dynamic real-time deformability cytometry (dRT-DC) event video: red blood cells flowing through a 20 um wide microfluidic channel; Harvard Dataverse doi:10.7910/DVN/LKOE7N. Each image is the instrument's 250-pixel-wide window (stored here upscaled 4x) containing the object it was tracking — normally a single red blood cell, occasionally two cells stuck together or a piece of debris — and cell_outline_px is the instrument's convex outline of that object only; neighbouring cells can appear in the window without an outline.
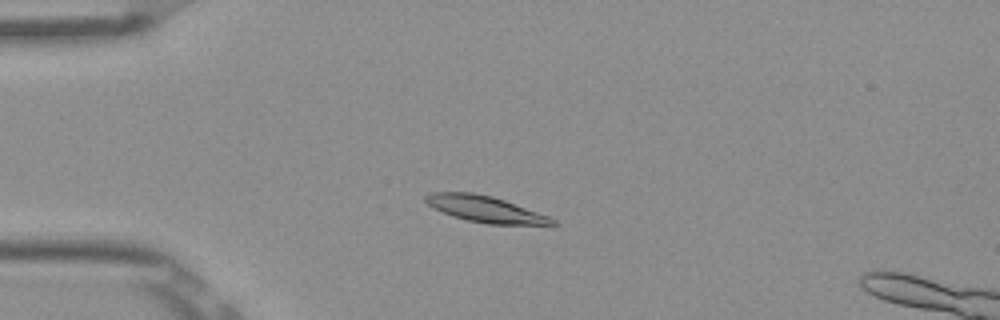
{"species": "Egyptian fruit bat (a non-hibernating species)", "species_latin": "Rousettus aegyptiacus", "temperature_condition": "room temperature", "stored_images_in_passage": 50, "camera_frame_rate_fps": 3000, "um_per_image_px": 0.085, "frame": {"image": 1, "passage_image": 11, "time_ms": 3.333, "image_size_px": [1000, 320], "cell_outline_px": [[556, 224], [488, 224], [468, 220], [452, 216], [428, 204], [424, 200], [424, 196], [432, 192], [472, 192], [492, 196], [504, 200], [548, 216], [556, 220]], "centroid_in_image_um": [41.21, 17.76], "position_along_channel_um": 43.8, "area_um2": 18.96}}
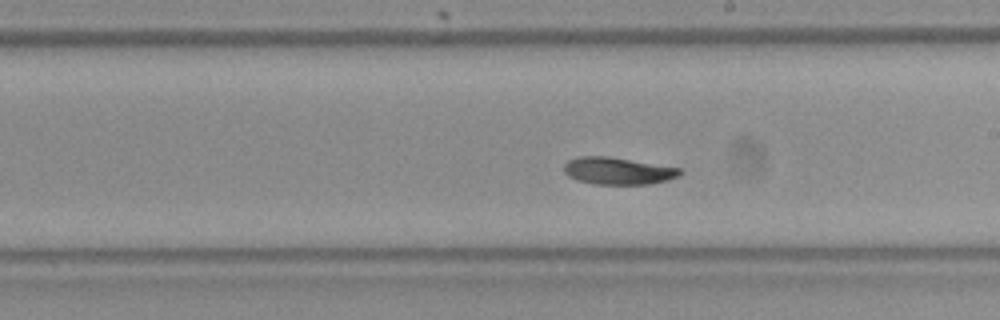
{"frame": {"image": 2, "passage_image": 28, "time_ms": 9.0, "image_size_px": [1000, 320], "cell_outline_px": [[684, 172], [680, 176], [668, 180], [648, 184], [592, 184], [568, 176], [564, 172], [564, 164], [568, 160], [580, 156], [608, 156], [680, 168]], "centroid_in_image_um": [52.54, 14.52], "position_along_channel_um": 236.5, "area_um2": 18.32}}
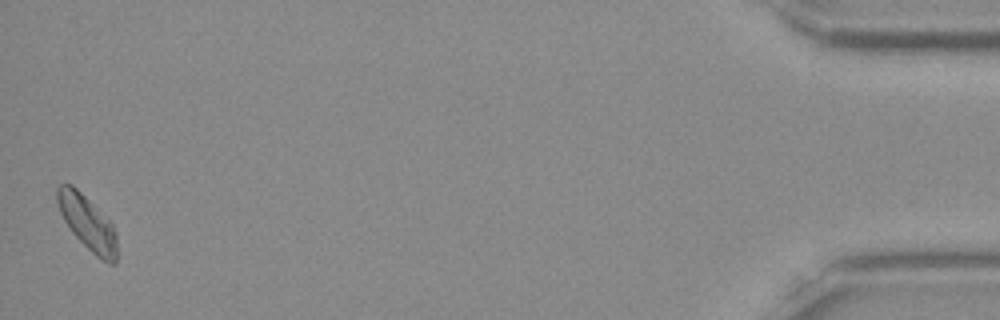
{"frame": {"image": 3, "passage_image": 50, "time_ms": 16.333, "image_size_px": [1000, 320], "cell_outline_px": [[116, 264], [108, 264], [96, 256], [72, 232], [64, 220], [60, 212], [56, 200], [56, 188], [60, 184], [72, 184], [112, 224], [116, 232]], "centroid_in_image_um": [7.42, 18.95], "position_along_channel_um": 427.8, "area_um2": 18.5}, "authors_computed_cell_mechanics": {"area_um2": 18.785, "velocity_mm_per_s": 3.8346, "shape_relaxation_time_tau1_ms": null, "shape_relaxation_time_tau2_ms": 9.1154, "deformation_change_tau1": null, "deformation_change_tau2": 0.126}}